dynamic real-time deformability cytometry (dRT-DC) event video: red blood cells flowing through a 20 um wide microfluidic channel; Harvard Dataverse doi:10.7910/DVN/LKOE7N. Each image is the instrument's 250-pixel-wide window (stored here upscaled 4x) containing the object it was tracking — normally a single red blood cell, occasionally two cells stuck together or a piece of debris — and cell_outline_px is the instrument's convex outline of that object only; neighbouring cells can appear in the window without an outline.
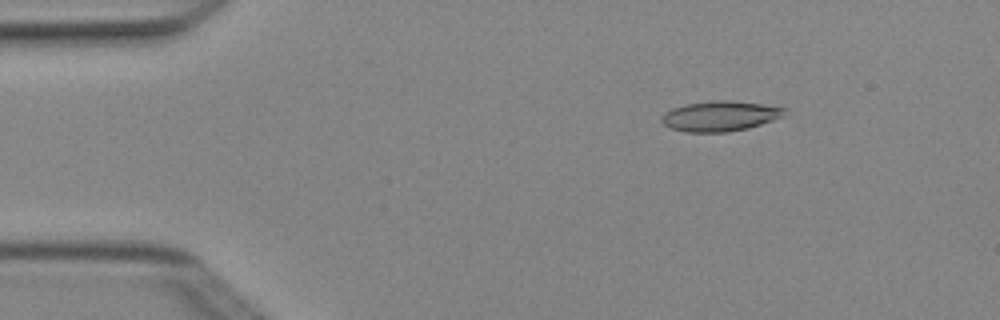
{"species": "Egyptian fruit bat (a non-hibernating species)", "species_latin": "Rousettus aegyptiacus", "temperature_condition": "cold", "stored_images_in_passage": 3, "camera_frame_rate_fps": 3000, "um_per_image_px": 0.085, "animal": {"sex": "female"}, "frame": {"image": 1, "passage_image": 2, "time_ms": 0.333, "image_size_px": [1000, 320], "cell_outline_px": [[788, 108], [784, 116], [748, 128], [728, 132], [684, 132], [672, 128], [664, 124], [660, 120], [660, 116], [664, 112], [672, 108], [684, 104], [712, 100], [728, 100], [760, 104]], "centroid_in_image_um": [61.17, 9.86], "position_along_channel_um": 23.8, "area_um2": 21.73}}